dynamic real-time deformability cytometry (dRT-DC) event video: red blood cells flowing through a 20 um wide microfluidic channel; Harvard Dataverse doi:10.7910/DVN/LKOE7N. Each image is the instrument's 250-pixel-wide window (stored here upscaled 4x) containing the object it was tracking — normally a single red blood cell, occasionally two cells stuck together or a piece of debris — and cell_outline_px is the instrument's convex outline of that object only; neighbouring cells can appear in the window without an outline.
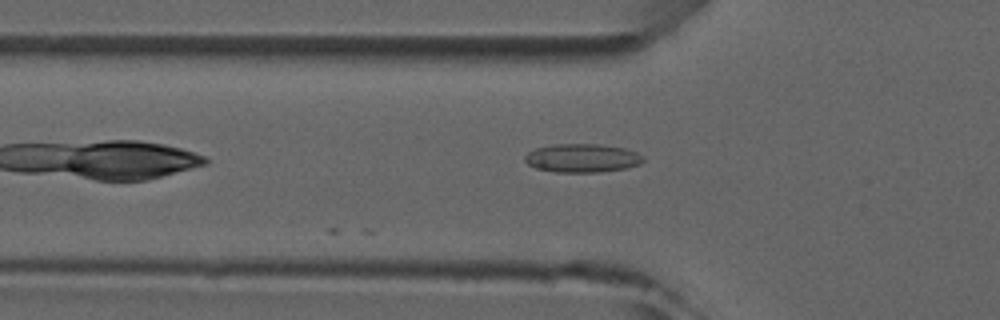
{"species": "common noctule bat (a hibernating species)", "species_latin": "Nyctalus noctula", "temperature_condition": "room temperature", "stored_images_in_passage": 4, "camera_frame_rate_fps": 3000, "um_per_image_px": 0.085, "animal": {"sex": "male", "forearm_length_mm": 52.5}, "frame": {"image": 1, "passage_image": 3, "time_ms": 3.333, "image_size_px": [1000, 320], "cell_outline_px": [[644, 160], [640, 164], [628, 168], [600, 172], [556, 172], [536, 168], [528, 164], [524, 160], [524, 156], [528, 152], [536, 148], [552, 144], [596, 144], [624, 148], [636, 152], [644, 156]], "centroid_in_image_um": [49.49, 13.44], "position_along_channel_um": 76.3, "area_um2": 19.77}}
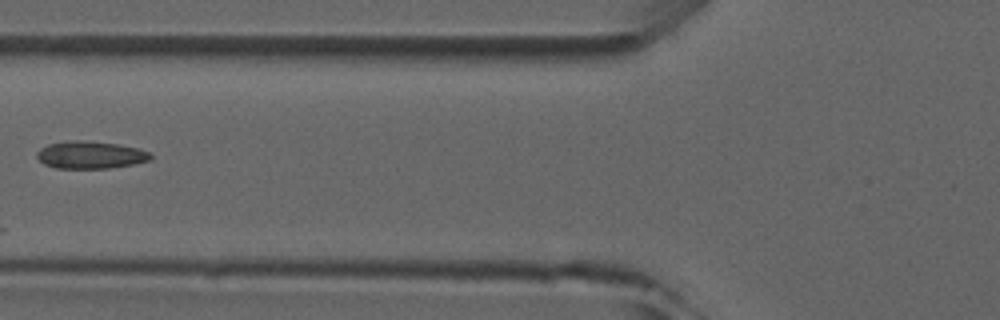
{"frame": {"image": 2, "passage_image": 4, "time_ms": 4.333, "image_size_px": [1000, 320], "cell_outline_px": [[152, 156], [148, 160], [132, 164], [108, 168], [56, 168], [44, 164], [36, 156], [36, 152], [40, 148], [48, 144], [68, 140], [80, 140], [120, 144], [140, 148], [148, 152]], "centroid_in_image_um": [7.65, 13.15], "position_along_channel_um": 118.1, "area_um2": 18.15}}